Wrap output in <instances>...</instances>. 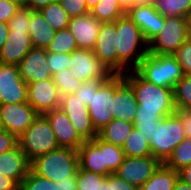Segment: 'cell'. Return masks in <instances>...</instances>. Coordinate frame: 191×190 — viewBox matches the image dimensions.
Masks as SVG:
<instances>
[{
	"mask_svg": "<svg viewBox=\"0 0 191 190\" xmlns=\"http://www.w3.org/2000/svg\"><path fill=\"white\" fill-rule=\"evenodd\" d=\"M109 109L112 111L113 119L134 122L138 109L136 95L123 74H115V92Z\"/></svg>",
	"mask_w": 191,
	"mask_h": 190,
	"instance_id": "obj_14",
	"label": "cell"
},
{
	"mask_svg": "<svg viewBox=\"0 0 191 190\" xmlns=\"http://www.w3.org/2000/svg\"><path fill=\"white\" fill-rule=\"evenodd\" d=\"M12 2L17 3L19 6L28 7L29 0H11Z\"/></svg>",
	"mask_w": 191,
	"mask_h": 190,
	"instance_id": "obj_58",
	"label": "cell"
},
{
	"mask_svg": "<svg viewBox=\"0 0 191 190\" xmlns=\"http://www.w3.org/2000/svg\"><path fill=\"white\" fill-rule=\"evenodd\" d=\"M19 190H58L57 182L38 176L31 169L21 181Z\"/></svg>",
	"mask_w": 191,
	"mask_h": 190,
	"instance_id": "obj_35",
	"label": "cell"
},
{
	"mask_svg": "<svg viewBox=\"0 0 191 190\" xmlns=\"http://www.w3.org/2000/svg\"><path fill=\"white\" fill-rule=\"evenodd\" d=\"M133 127L132 122L113 119L98 131V137L105 142L122 147Z\"/></svg>",
	"mask_w": 191,
	"mask_h": 190,
	"instance_id": "obj_25",
	"label": "cell"
},
{
	"mask_svg": "<svg viewBox=\"0 0 191 190\" xmlns=\"http://www.w3.org/2000/svg\"><path fill=\"white\" fill-rule=\"evenodd\" d=\"M98 190H109V175L106 177V179L102 182L101 186L98 188Z\"/></svg>",
	"mask_w": 191,
	"mask_h": 190,
	"instance_id": "obj_56",
	"label": "cell"
},
{
	"mask_svg": "<svg viewBox=\"0 0 191 190\" xmlns=\"http://www.w3.org/2000/svg\"><path fill=\"white\" fill-rule=\"evenodd\" d=\"M61 96L53 79L27 84V102L38 114L60 107Z\"/></svg>",
	"mask_w": 191,
	"mask_h": 190,
	"instance_id": "obj_15",
	"label": "cell"
},
{
	"mask_svg": "<svg viewBox=\"0 0 191 190\" xmlns=\"http://www.w3.org/2000/svg\"><path fill=\"white\" fill-rule=\"evenodd\" d=\"M155 0H134V6H149L153 5Z\"/></svg>",
	"mask_w": 191,
	"mask_h": 190,
	"instance_id": "obj_55",
	"label": "cell"
},
{
	"mask_svg": "<svg viewBox=\"0 0 191 190\" xmlns=\"http://www.w3.org/2000/svg\"><path fill=\"white\" fill-rule=\"evenodd\" d=\"M117 20L115 22L101 23L99 34L93 52L95 56L117 74V51H116Z\"/></svg>",
	"mask_w": 191,
	"mask_h": 190,
	"instance_id": "obj_16",
	"label": "cell"
},
{
	"mask_svg": "<svg viewBox=\"0 0 191 190\" xmlns=\"http://www.w3.org/2000/svg\"><path fill=\"white\" fill-rule=\"evenodd\" d=\"M104 158L107 170L114 174L123 163L125 154L122 147L104 141Z\"/></svg>",
	"mask_w": 191,
	"mask_h": 190,
	"instance_id": "obj_37",
	"label": "cell"
},
{
	"mask_svg": "<svg viewBox=\"0 0 191 190\" xmlns=\"http://www.w3.org/2000/svg\"><path fill=\"white\" fill-rule=\"evenodd\" d=\"M174 113L181 121L185 138L191 139V109L176 108Z\"/></svg>",
	"mask_w": 191,
	"mask_h": 190,
	"instance_id": "obj_44",
	"label": "cell"
},
{
	"mask_svg": "<svg viewBox=\"0 0 191 190\" xmlns=\"http://www.w3.org/2000/svg\"><path fill=\"white\" fill-rule=\"evenodd\" d=\"M153 7L164 17L189 19L191 16V0H155Z\"/></svg>",
	"mask_w": 191,
	"mask_h": 190,
	"instance_id": "obj_27",
	"label": "cell"
},
{
	"mask_svg": "<svg viewBox=\"0 0 191 190\" xmlns=\"http://www.w3.org/2000/svg\"><path fill=\"white\" fill-rule=\"evenodd\" d=\"M181 65L184 75H191V36L179 47L174 54Z\"/></svg>",
	"mask_w": 191,
	"mask_h": 190,
	"instance_id": "obj_40",
	"label": "cell"
},
{
	"mask_svg": "<svg viewBox=\"0 0 191 190\" xmlns=\"http://www.w3.org/2000/svg\"><path fill=\"white\" fill-rule=\"evenodd\" d=\"M79 168L108 176L111 173L107 170L104 158V141L98 136L93 140L85 141L77 150Z\"/></svg>",
	"mask_w": 191,
	"mask_h": 190,
	"instance_id": "obj_20",
	"label": "cell"
},
{
	"mask_svg": "<svg viewBox=\"0 0 191 190\" xmlns=\"http://www.w3.org/2000/svg\"><path fill=\"white\" fill-rule=\"evenodd\" d=\"M106 176L78 168L77 190H98Z\"/></svg>",
	"mask_w": 191,
	"mask_h": 190,
	"instance_id": "obj_36",
	"label": "cell"
},
{
	"mask_svg": "<svg viewBox=\"0 0 191 190\" xmlns=\"http://www.w3.org/2000/svg\"><path fill=\"white\" fill-rule=\"evenodd\" d=\"M175 108L191 109V75L183 77L173 89Z\"/></svg>",
	"mask_w": 191,
	"mask_h": 190,
	"instance_id": "obj_34",
	"label": "cell"
},
{
	"mask_svg": "<svg viewBox=\"0 0 191 190\" xmlns=\"http://www.w3.org/2000/svg\"><path fill=\"white\" fill-rule=\"evenodd\" d=\"M88 9L93 8L100 0H85Z\"/></svg>",
	"mask_w": 191,
	"mask_h": 190,
	"instance_id": "obj_57",
	"label": "cell"
},
{
	"mask_svg": "<svg viewBox=\"0 0 191 190\" xmlns=\"http://www.w3.org/2000/svg\"><path fill=\"white\" fill-rule=\"evenodd\" d=\"M78 49L74 36L68 28L57 30L55 37L46 51L51 53H69Z\"/></svg>",
	"mask_w": 191,
	"mask_h": 190,
	"instance_id": "obj_32",
	"label": "cell"
},
{
	"mask_svg": "<svg viewBox=\"0 0 191 190\" xmlns=\"http://www.w3.org/2000/svg\"><path fill=\"white\" fill-rule=\"evenodd\" d=\"M57 184L58 190H77L76 177H68V179L59 180Z\"/></svg>",
	"mask_w": 191,
	"mask_h": 190,
	"instance_id": "obj_49",
	"label": "cell"
},
{
	"mask_svg": "<svg viewBox=\"0 0 191 190\" xmlns=\"http://www.w3.org/2000/svg\"><path fill=\"white\" fill-rule=\"evenodd\" d=\"M30 163L18 144L0 155V174L13 179L20 185L30 170Z\"/></svg>",
	"mask_w": 191,
	"mask_h": 190,
	"instance_id": "obj_23",
	"label": "cell"
},
{
	"mask_svg": "<svg viewBox=\"0 0 191 190\" xmlns=\"http://www.w3.org/2000/svg\"><path fill=\"white\" fill-rule=\"evenodd\" d=\"M78 168L77 151L63 147L40 155L30 163V169L35 174L53 182L76 177Z\"/></svg>",
	"mask_w": 191,
	"mask_h": 190,
	"instance_id": "obj_3",
	"label": "cell"
},
{
	"mask_svg": "<svg viewBox=\"0 0 191 190\" xmlns=\"http://www.w3.org/2000/svg\"><path fill=\"white\" fill-rule=\"evenodd\" d=\"M9 33L8 23L0 22V49L7 40Z\"/></svg>",
	"mask_w": 191,
	"mask_h": 190,
	"instance_id": "obj_52",
	"label": "cell"
},
{
	"mask_svg": "<svg viewBox=\"0 0 191 190\" xmlns=\"http://www.w3.org/2000/svg\"><path fill=\"white\" fill-rule=\"evenodd\" d=\"M126 14L140 28L147 43L158 35L165 22V17L153 5L134 6Z\"/></svg>",
	"mask_w": 191,
	"mask_h": 190,
	"instance_id": "obj_21",
	"label": "cell"
},
{
	"mask_svg": "<svg viewBox=\"0 0 191 190\" xmlns=\"http://www.w3.org/2000/svg\"><path fill=\"white\" fill-rule=\"evenodd\" d=\"M0 190H19V185L13 179L0 174Z\"/></svg>",
	"mask_w": 191,
	"mask_h": 190,
	"instance_id": "obj_48",
	"label": "cell"
},
{
	"mask_svg": "<svg viewBox=\"0 0 191 190\" xmlns=\"http://www.w3.org/2000/svg\"><path fill=\"white\" fill-rule=\"evenodd\" d=\"M107 79H94L82 82L74 93L77 98L88 106L91 103V98L100 85Z\"/></svg>",
	"mask_w": 191,
	"mask_h": 190,
	"instance_id": "obj_39",
	"label": "cell"
},
{
	"mask_svg": "<svg viewBox=\"0 0 191 190\" xmlns=\"http://www.w3.org/2000/svg\"><path fill=\"white\" fill-rule=\"evenodd\" d=\"M114 92L115 74L100 85L88 105V112L97 132L113 120V114L109 108H111Z\"/></svg>",
	"mask_w": 191,
	"mask_h": 190,
	"instance_id": "obj_10",
	"label": "cell"
},
{
	"mask_svg": "<svg viewBox=\"0 0 191 190\" xmlns=\"http://www.w3.org/2000/svg\"><path fill=\"white\" fill-rule=\"evenodd\" d=\"M69 68L72 76L85 82L94 79H109L114 75L92 50L78 48L70 54Z\"/></svg>",
	"mask_w": 191,
	"mask_h": 190,
	"instance_id": "obj_8",
	"label": "cell"
},
{
	"mask_svg": "<svg viewBox=\"0 0 191 190\" xmlns=\"http://www.w3.org/2000/svg\"><path fill=\"white\" fill-rule=\"evenodd\" d=\"M60 108L84 141L93 140L98 136V132L93 127L88 106L84 105L74 93L61 97Z\"/></svg>",
	"mask_w": 191,
	"mask_h": 190,
	"instance_id": "obj_12",
	"label": "cell"
},
{
	"mask_svg": "<svg viewBox=\"0 0 191 190\" xmlns=\"http://www.w3.org/2000/svg\"><path fill=\"white\" fill-rule=\"evenodd\" d=\"M100 26L101 22L88 13L70 18L67 28L74 36L78 48L93 51Z\"/></svg>",
	"mask_w": 191,
	"mask_h": 190,
	"instance_id": "obj_19",
	"label": "cell"
},
{
	"mask_svg": "<svg viewBox=\"0 0 191 190\" xmlns=\"http://www.w3.org/2000/svg\"><path fill=\"white\" fill-rule=\"evenodd\" d=\"M56 34L39 10H32L30 14L29 36L32 47L44 48L51 44Z\"/></svg>",
	"mask_w": 191,
	"mask_h": 190,
	"instance_id": "obj_24",
	"label": "cell"
},
{
	"mask_svg": "<svg viewBox=\"0 0 191 190\" xmlns=\"http://www.w3.org/2000/svg\"><path fill=\"white\" fill-rule=\"evenodd\" d=\"M57 0H29L28 7L32 10H40L49 3H52Z\"/></svg>",
	"mask_w": 191,
	"mask_h": 190,
	"instance_id": "obj_51",
	"label": "cell"
},
{
	"mask_svg": "<svg viewBox=\"0 0 191 190\" xmlns=\"http://www.w3.org/2000/svg\"><path fill=\"white\" fill-rule=\"evenodd\" d=\"M191 36L188 18L165 17L162 29L149 43L148 52L174 55Z\"/></svg>",
	"mask_w": 191,
	"mask_h": 190,
	"instance_id": "obj_6",
	"label": "cell"
},
{
	"mask_svg": "<svg viewBox=\"0 0 191 190\" xmlns=\"http://www.w3.org/2000/svg\"><path fill=\"white\" fill-rule=\"evenodd\" d=\"M27 102V84L17 65L0 63V104Z\"/></svg>",
	"mask_w": 191,
	"mask_h": 190,
	"instance_id": "obj_13",
	"label": "cell"
},
{
	"mask_svg": "<svg viewBox=\"0 0 191 190\" xmlns=\"http://www.w3.org/2000/svg\"><path fill=\"white\" fill-rule=\"evenodd\" d=\"M179 172V179L191 186V164L185 166Z\"/></svg>",
	"mask_w": 191,
	"mask_h": 190,
	"instance_id": "obj_50",
	"label": "cell"
},
{
	"mask_svg": "<svg viewBox=\"0 0 191 190\" xmlns=\"http://www.w3.org/2000/svg\"><path fill=\"white\" fill-rule=\"evenodd\" d=\"M109 190H139V188L125 182L114 173L109 175Z\"/></svg>",
	"mask_w": 191,
	"mask_h": 190,
	"instance_id": "obj_46",
	"label": "cell"
},
{
	"mask_svg": "<svg viewBox=\"0 0 191 190\" xmlns=\"http://www.w3.org/2000/svg\"><path fill=\"white\" fill-rule=\"evenodd\" d=\"M69 53H51L47 52V64L52 76L63 69L69 68Z\"/></svg>",
	"mask_w": 191,
	"mask_h": 190,
	"instance_id": "obj_41",
	"label": "cell"
},
{
	"mask_svg": "<svg viewBox=\"0 0 191 190\" xmlns=\"http://www.w3.org/2000/svg\"><path fill=\"white\" fill-rule=\"evenodd\" d=\"M123 74L133 87L138 104L133 123L160 121L175 111L173 89L154 85L143 79L135 70Z\"/></svg>",
	"mask_w": 191,
	"mask_h": 190,
	"instance_id": "obj_1",
	"label": "cell"
},
{
	"mask_svg": "<svg viewBox=\"0 0 191 190\" xmlns=\"http://www.w3.org/2000/svg\"><path fill=\"white\" fill-rule=\"evenodd\" d=\"M50 122L59 147L78 150L85 142L76 132L68 116L59 107L44 113Z\"/></svg>",
	"mask_w": 191,
	"mask_h": 190,
	"instance_id": "obj_17",
	"label": "cell"
},
{
	"mask_svg": "<svg viewBox=\"0 0 191 190\" xmlns=\"http://www.w3.org/2000/svg\"><path fill=\"white\" fill-rule=\"evenodd\" d=\"M31 48L29 31L9 30L7 40L0 49V63L18 66Z\"/></svg>",
	"mask_w": 191,
	"mask_h": 190,
	"instance_id": "obj_22",
	"label": "cell"
},
{
	"mask_svg": "<svg viewBox=\"0 0 191 190\" xmlns=\"http://www.w3.org/2000/svg\"><path fill=\"white\" fill-rule=\"evenodd\" d=\"M31 8L20 6L16 14L7 22L9 30L29 31Z\"/></svg>",
	"mask_w": 191,
	"mask_h": 190,
	"instance_id": "obj_38",
	"label": "cell"
},
{
	"mask_svg": "<svg viewBox=\"0 0 191 190\" xmlns=\"http://www.w3.org/2000/svg\"><path fill=\"white\" fill-rule=\"evenodd\" d=\"M135 71L146 81L163 88L174 89L183 77L175 55L147 52Z\"/></svg>",
	"mask_w": 191,
	"mask_h": 190,
	"instance_id": "obj_4",
	"label": "cell"
},
{
	"mask_svg": "<svg viewBox=\"0 0 191 190\" xmlns=\"http://www.w3.org/2000/svg\"><path fill=\"white\" fill-rule=\"evenodd\" d=\"M159 121L153 122H141V123H133L134 127L146 138L148 141L153 136L155 129L158 127Z\"/></svg>",
	"mask_w": 191,
	"mask_h": 190,
	"instance_id": "obj_47",
	"label": "cell"
},
{
	"mask_svg": "<svg viewBox=\"0 0 191 190\" xmlns=\"http://www.w3.org/2000/svg\"><path fill=\"white\" fill-rule=\"evenodd\" d=\"M178 179L179 172L162 163L152 177L139 190H173Z\"/></svg>",
	"mask_w": 191,
	"mask_h": 190,
	"instance_id": "obj_26",
	"label": "cell"
},
{
	"mask_svg": "<svg viewBox=\"0 0 191 190\" xmlns=\"http://www.w3.org/2000/svg\"><path fill=\"white\" fill-rule=\"evenodd\" d=\"M71 74L72 69L67 68L55 73L52 77L61 97L75 93L77 88L82 84V81Z\"/></svg>",
	"mask_w": 191,
	"mask_h": 190,
	"instance_id": "obj_33",
	"label": "cell"
},
{
	"mask_svg": "<svg viewBox=\"0 0 191 190\" xmlns=\"http://www.w3.org/2000/svg\"><path fill=\"white\" fill-rule=\"evenodd\" d=\"M125 156L128 157H146L151 156L152 152L149 141L133 127L122 146Z\"/></svg>",
	"mask_w": 191,
	"mask_h": 190,
	"instance_id": "obj_28",
	"label": "cell"
},
{
	"mask_svg": "<svg viewBox=\"0 0 191 190\" xmlns=\"http://www.w3.org/2000/svg\"><path fill=\"white\" fill-rule=\"evenodd\" d=\"M167 167L179 171L191 164V139L185 138L173 150L171 156L164 163Z\"/></svg>",
	"mask_w": 191,
	"mask_h": 190,
	"instance_id": "obj_31",
	"label": "cell"
},
{
	"mask_svg": "<svg viewBox=\"0 0 191 190\" xmlns=\"http://www.w3.org/2000/svg\"><path fill=\"white\" fill-rule=\"evenodd\" d=\"M118 3L126 13L134 7V0H118Z\"/></svg>",
	"mask_w": 191,
	"mask_h": 190,
	"instance_id": "obj_53",
	"label": "cell"
},
{
	"mask_svg": "<svg viewBox=\"0 0 191 190\" xmlns=\"http://www.w3.org/2000/svg\"><path fill=\"white\" fill-rule=\"evenodd\" d=\"M140 47L144 48L139 50ZM116 51L117 74H125L131 69L135 70L148 52V43L140 28L127 14L117 19ZM129 63L133 65V68Z\"/></svg>",
	"mask_w": 191,
	"mask_h": 190,
	"instance_id": "obj_2",
	"label": "cell"
},
{
	"mask_svg": "<svg viewBox=\"0 0 191 190\" xmlns=\"http://www.w3.org/2000/svg\"><path fill=\"white\" fill-rule=\"evenodd\" d=\"M185 139L182 124L178 116L173 113L159 121L157 129L149 140L152 156L161 163H165L174 148Z\"/></svg>",
	"mask_w": 191,
	"mask_h": 190,
	"instance_id": "obj_7",
	"label": "cell"
},
{
	"mask_svg": "<svg viewBox=\"0 0 191 190\" xmlns=\"http://www.w3.org/2000/svg\"><path fill=\"white\" fill-rule=\"evenodd\" d=\"M18 138L0 127V155L18 145Z\"/></svg>",
	"mask_w": 191,
	"mask_h": 190,
	"instance_id": "obj_45",
	"label": "cell"
},
{
	"mask_svg": "<svg viewBox=\"0 0 191 190\" xmlns=\"http://www.w3.org/2000/svg\"><path fill=\"white\" fill-rule=\"evenodd\" d=\"M39 11L47 20V23L54 30L57 31L68 27L70 17L68 16L67 12L62 8L58 0L49 3L45 7L41 8Z\"/></svg>",
	"mask_w": 191,
	"mask_h": 190,
	"instance_id": "obj_30",
	"label": "cell"
},
{
	"mask_svg": "<svg viewBox=\"0 0 191 190\" xmlns=\"http://www.w3.org/2000/svg\"><path fill=\"white\" fill-rule=\"evenodd\" d=\"M173 190H191V186L183 182L181 179H178Z\"/></svg>",
	"mask_w": 191,
	"mask_h": 190,
	"instance_id": "obj_54",
	"label": "cell"
},
{
	"mask_svg": "<svg viewBox=\"0 0 191 190\" xmlns=\"http://www.w3.org/2000/svg\"><path fill=\"white\" fill-rule=\"evenodd\" d=\"M162 163L155 157H128L125 156L123 163L119 166L117 176L125 182L140 188L148 181Z\"/></svg>",
	"mask_w": 191,
	"mask_h": 190,
	"instance_id": "obj_11",
	"label": "cell"
},
{
	"mask_svg": "<svg viewBox=\"0 0 191 190\" xmlns=\"http://www.w3.org/2000/svg\"><path fill=\"white\" fill-rule=\"evenodd\" d=\"M70 18L90 13L85 0H58Z\"/></svg>",
	"mask_w": 191,
	"mask_h": 190,
	"instance_id": "obj_42",
	"label": "cell"
},
{
	"mask_svg": "<svg viewBox=\"0 0 191 190\" xmlns=\"http://www.w3.org/2000/svg\"><path fill=\"white\" fill-rule=\"evenodd\" d=\"M21 78L26 84L53 79L47 64V51L32 47L18 65Z\"/></svg>",
	"mask_w": 191,
	"mask_h": 190,
	"instance_id": "obj_18",
	"label": "cell"
},
{
	"mask_svg": "<svg viewBox=\"0 0 191 190\" xmlns=\"http://www.w3.org/2000/svg\"><path fill=\"white\" fill-rule=\"evenodd\" d=\"M20 6L11 0H0V22L7 23Z\"/></svg>",
	"mask_w": 191,
	"mask_h": 190,
	"instance_id": "obj_43",
	"label": "cell"
},
{
	"mask_svg": "<svg viewBox=\"0 0 191 190\" xmlns=\"http://www.w3.org/2000/svg\"><path fill=\"white\" fill-rule=\"evenodd\" d=\"M38 115L28 102L0 104V127L19 138Z\"/></svg>",
	"mask_w": 191,
	"mask_h": 190,
	"instance_id": "obj_9",
	"label": "cell"
},
{
	"mask_svg": "<svg viewBox=\"0 0 191 190\" xmlns=\"http://www.w3.org/2000/svg\"><path fill=\"white\" fill-rule=\"evenodd\" d=\"M189 23H190V31H191V16L189 18Z\"/></svg>",
	"mask_w": 191,
	"mask_h": 190,
	"instance_id": "obj_59",
	"label": "cell"
},
{
	"mask_svg": "<svg viewBox=\"0 0 191 190\" xmlns=\"http://www.w3.org/2000/svg\"><path fill=\"white\" fill-rule=\"evenodd\" d=\"M90 14L101 23L115 22L126 12L120 7L118 0H100L93 8Z\"/></svg>",
	"mask_w": 191,
	"mask_h": 190,
	"instance_id": "obj_29",
	"label": "cell"
},
{
	"mask_svg": "<svg viewBox=\"0 0 191 190\" xmlns=\"http://www.w3.org/2000/svg\"><path fill=\"white\" fill-rule=\"evenodd\" d=\"M18 143L30 162L40 155L59 148L50 122L44 114H39L35 118L18 138Z\"/></svg>",
	"mask_w": 191,
	"mask_h": 190,
	"instance_id": "obj_5",
	"label": "cell"
}]
</instances>
